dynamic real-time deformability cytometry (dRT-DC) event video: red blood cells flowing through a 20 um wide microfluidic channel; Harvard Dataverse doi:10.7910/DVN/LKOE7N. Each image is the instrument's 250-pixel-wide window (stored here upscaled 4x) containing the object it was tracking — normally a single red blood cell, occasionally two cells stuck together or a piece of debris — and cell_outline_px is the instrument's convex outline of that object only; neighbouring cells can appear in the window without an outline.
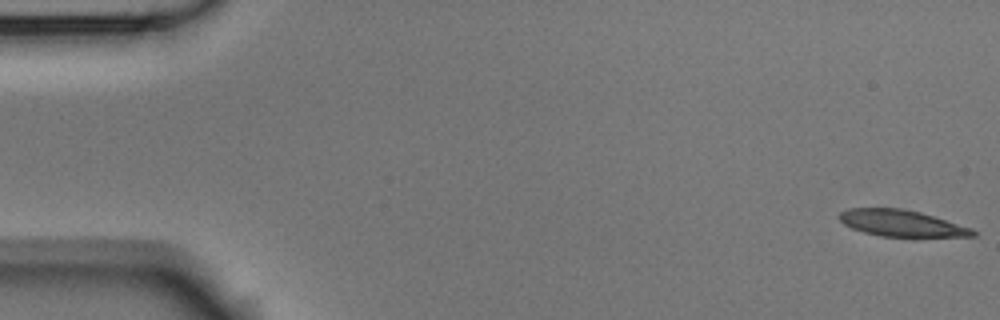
{"species": "Egyptian fruit bat (a non-hibernating species)", "species_latin": "Rousettus aegyptiacus", "temperature_condition": "room temperature", "stored_images_in_passage": 5, "camera_frame_rate_fps": 3000, "um_per_image_px": 0.085, "animal": {"sex": "male"}, "frame": {"image": 1, "passage_image": 1, "time_ms": 0.0, "image_size_px": [1000, 320], "cell_outline_px": [[976, 236], [880, 236], [864, 232], [852, 228], [844, 224], [836, 216], [840, 212], [848, 208], [900, 208], [920, 212], [972, 228], [976, 232]], "centroid_in_image_um": [76.58, 18.96], "position_along_channel_um": 8.4, "area_um2": 20.35}}
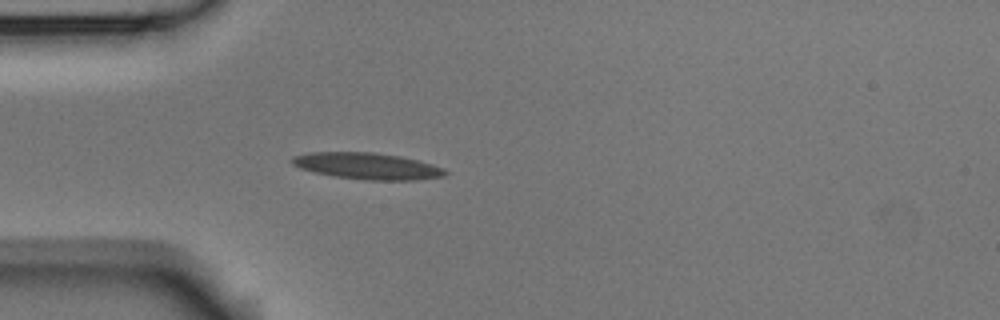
{"frame": {"image": 2, "passage_image": 5, "time_ms": 1.333, "image_size_px": [1000, 320], "cell_outline_px": [[448, 172], [444, 176], [416, 180], [368, 180], [332, 176], [300, 168], [292, 164], [288, 160], [292, 156], [308, 152], [376, 152], [400, 156], [432, 164], [444, 168]], "centroid_in_image_um": [31.19, 14.1], "position_along_channel_um": 53.8, "area_um2": 23.76}}